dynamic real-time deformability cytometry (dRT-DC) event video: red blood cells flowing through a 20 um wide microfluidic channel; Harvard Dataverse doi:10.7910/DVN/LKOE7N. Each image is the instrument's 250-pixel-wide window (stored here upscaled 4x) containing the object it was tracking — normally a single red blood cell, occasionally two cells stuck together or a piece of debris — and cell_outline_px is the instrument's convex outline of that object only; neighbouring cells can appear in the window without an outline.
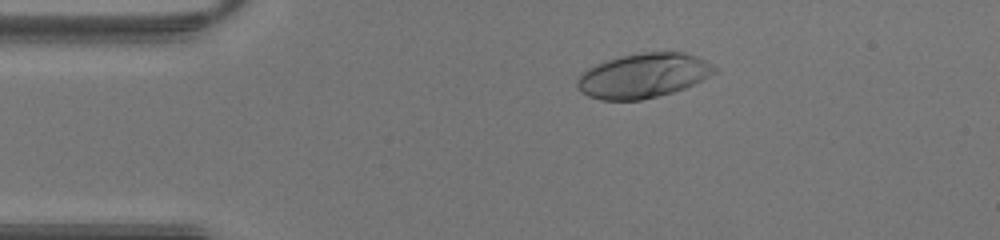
{"species": "human", "species_latin": "Homo sapiens", "temperature_condition": "warm", "stored_images_in_passage": 43, "camera_frame_rate_fps": 3000, "um_per_image_px": 0.085, "donor": {"sex": "male"}, "frame": {"image": 1, "passage_image": 8, "time_ms": 2.333, "image_size_px": [1000, 240], "cell_outline_px": [[716, 72], [684, 88], [672, 92], [640, 100], [600, 100], [588, 96], [580, 92], [576, 84], [576, 80], [580, 72], [596, 64], [620, 56], [644, 52], [684, 52], [696, 56], [704, 60], [716, 68]], "centroid_in_image_um": [54.61, 6.43], "position_along_channel_um": 30.4, "area_um2": 35.43}}
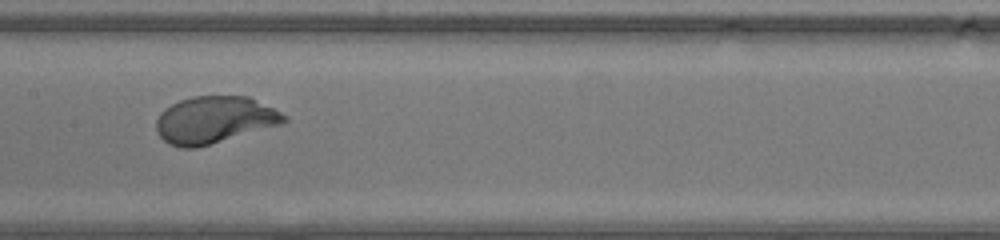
{"frame": {"image": 2, "passage_image": 21, "time_ms": 6.667, "image_size_px": [1000, 240], "cell_outline_px": [[288, 120], [284, 124], [196, 148], [180, 148], [168, 144], [156, 132], [156, 120], [160, 112], [164, 108], [180, 100], [192, 96], [248, 96], [288, 116]], "centroid_in_image_um": [18.21, 10.2], "position_along_channel_um": 189.2, "area_um2": 35.2}}
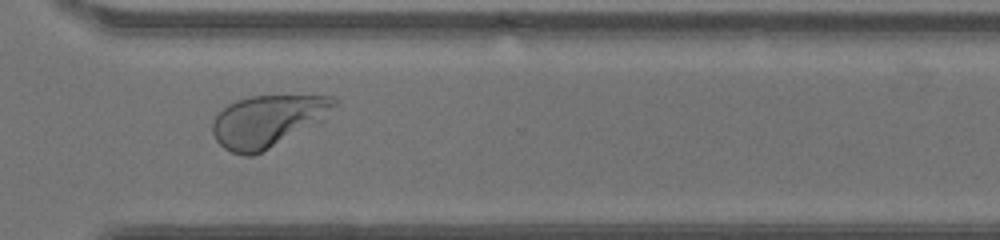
{"frame": {"image": 3, "passage_image": 31, "time_ms": 10.0, "image_size_px": [1000, 240], "cell_outline_px": [[336, 104], [324, 120], [252, 156], [244, 156], [232, 152], [224, 148], [216, 140], [212, 132], [212, 124], [216, 116], [228, 104], [236, 100], [252, 96], [336, 96]], "centroid_in_image_um": [22.74, 10.28], "position_along_channel_um": 347.9, "area_um2": 36.3}}